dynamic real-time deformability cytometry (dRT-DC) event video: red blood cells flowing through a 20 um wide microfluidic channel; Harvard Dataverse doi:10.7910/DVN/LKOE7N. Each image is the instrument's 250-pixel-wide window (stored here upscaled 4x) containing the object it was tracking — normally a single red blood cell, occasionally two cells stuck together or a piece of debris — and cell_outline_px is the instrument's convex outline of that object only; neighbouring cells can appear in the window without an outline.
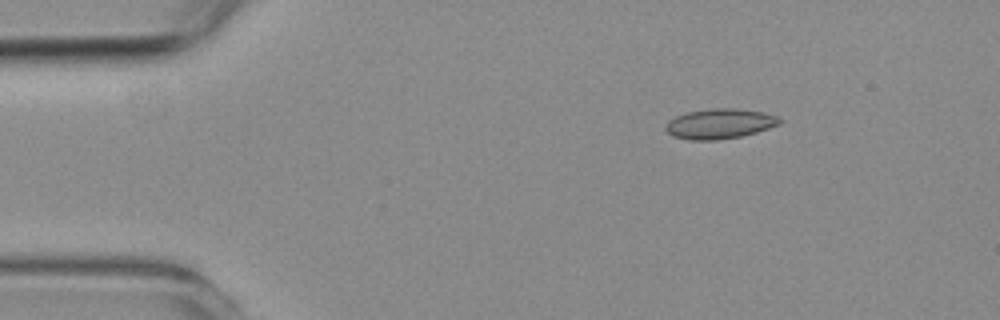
{"species": "common noctule bat (a hibernating species)", "species_latin": "Nyctalus noctula", "temperature_condition": "room temperature", "stored_images_in_passage": 49, "camera_frame_rate_fps": 3000, "um_per_image_px": 0.085, "animal": {"sex": "female", "body_mass_g": 19.3, "forearm_length_mm": 54.1}, "frame": {"image": 1, "passage_image": 1, "time_ms": 0.0, "image_size_px": [1000, 320], "cell_outline_px": [[784, 120], [780, 124], [756, 132], [740, 136], [716, 140], [688, 140], [672, 136], [664, 128], [668, 120], [676, 116], [688, 112], [712, 108], [736, 108], [764, 112], [776, 116]], "centroid_in_image_um": [61.17, 10.51], "position_along_channel_um": 23.8, "area_um2": 20.0}}
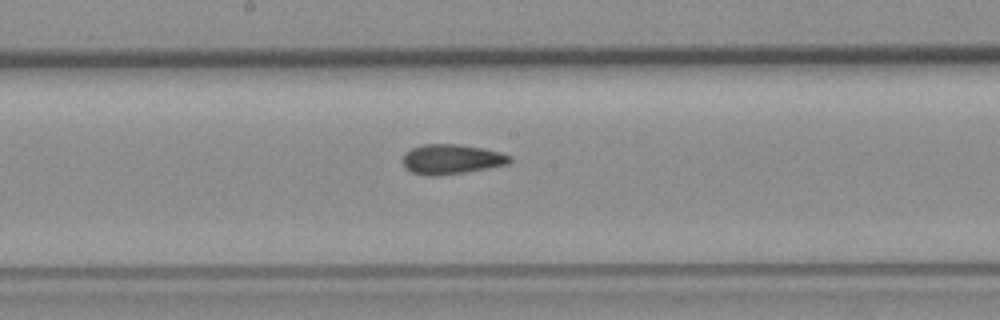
{"frame": {"image": 2, "passage_image": 22, "time_ms": 7.0, "image_size_px": [1000, 320], "cell_outline_px": [[512, 160], [508, 164], [488, 168], [464, 172], [436, 176], [428, 176], [412, 172], [404, 168], [404, 152], [412, 148], [424, 144], [460, 144], [500, 152], [512, 156]], "centroid_in_image_um": [38.37, 13.53], "position_along_channel_um": 209.8, "area_um2": 18.55}}
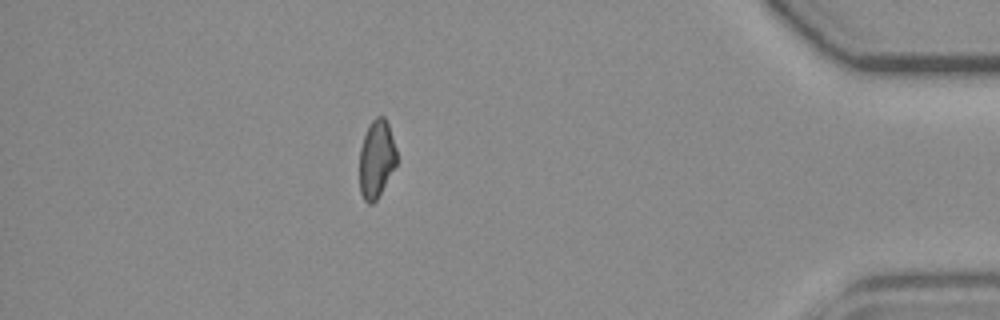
{"frame": {"image": 3, "passage_image": 42, "time_ms": 13.667, "image_size_px": [1000, 320], "cell_outline_px": [[396, 164], [376, 200], [372, 204], [368, 204], [364, 200], [360, 192], [360, 148], [368, 124], [376, 116], [384, 116], [388, 124], [396, 148]], "centroid_in_image_um": [31.98, 13.49], "position_along_channel_um": 403.2, "area_um2": 16.7}, "authors_computed_cell_mechanics": {"area_um2": 18.207, "velocity_mm_per_s": 3.6362, "shape_relaxation_time_tau1_ms": null, "shape_relaxation_time_tau2_ms": 2.5067, "deformation_change_tau1": null, "deformation_change_tau2": 0.0784}}